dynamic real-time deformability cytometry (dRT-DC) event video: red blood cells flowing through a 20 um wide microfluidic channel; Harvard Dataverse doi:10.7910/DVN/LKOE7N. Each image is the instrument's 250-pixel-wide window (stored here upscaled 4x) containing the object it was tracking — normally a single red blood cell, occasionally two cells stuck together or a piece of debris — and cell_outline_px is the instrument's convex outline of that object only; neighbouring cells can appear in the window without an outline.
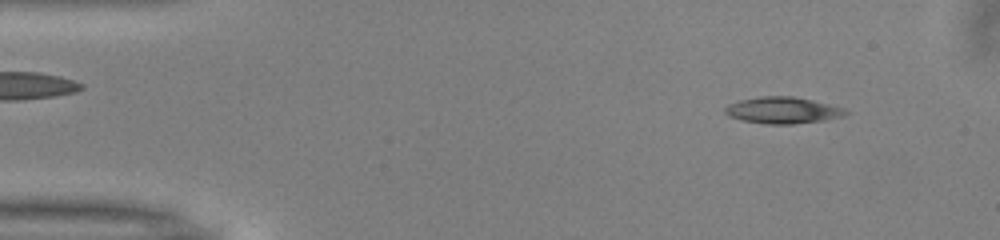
{"species": "common noctule bat (a hibernating species)", "species_latin": "Nyctalus noctula", "temperature_condition": "warm", "stored_images_in_passage": 49, "camera_frame_rate_fps": 3000, "um_per_image_px": 0.085, "animal": {"sex": "male", "body_mass_g": 13.0, "forearm_length_mm": 53.1}, "frame": {"image": 1, "passage_image": 4, "time_ms": 1.0, "image_size_px": [1000, 240], "cell_outline_px": [[848, 112], [840, 116], [824, 120], [792, 124], [764, 124], [740, 120], [728, 116], [724, 112], [724, 108], [728, 104], [740, 100], [760, 96], [792, 96], [812, 100], [844, 108]], "centroid_in_image_um": [66.46, 9.37], "position_along_channel_um": 18.5, "area_um2": 18.55}}
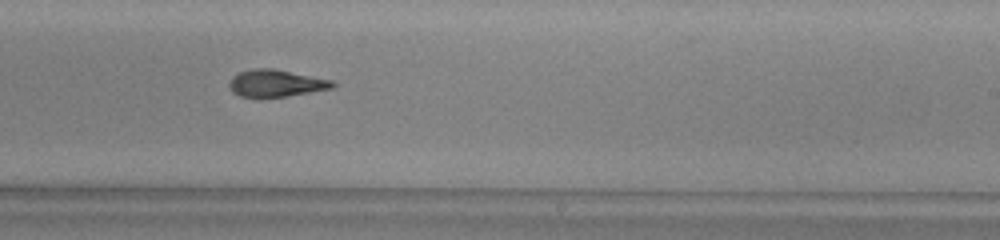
{"frame": {"image": 2, "passage_image": 29, "time_ms": 9.333, "image_size_px": [1000, 240], "cell_outline_px": [[336, 84], [332, 88], [260, 100], [256, 100], [240, 96], [232, 92], [228, 84], [232, 76], [240, 72], [252, 68], [272, 68], [332, 80]], "centroid_in_image_um": [23.37, 7.1], "position_along_channel_um": 265.6, "area_um2": 16.65}}
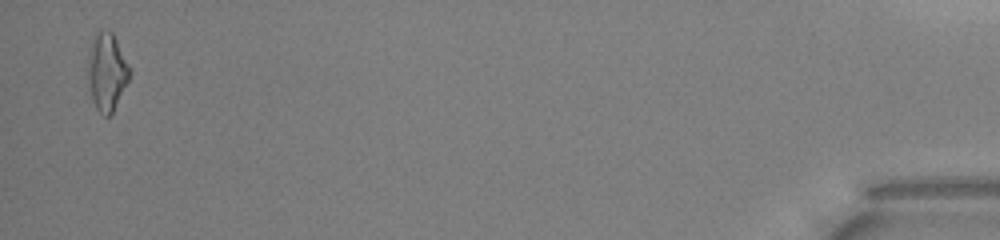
{"frame": {"image": 3, "passage_image": 48, "time_ms": 15.667, "image_size_px": [1000, 240], "cell_outline_px": [[132, 72], [112, 112], [108, 116], [104, 116], [96, 108], [92, 100], [84, 72], [92, 40], [96, 32], [112, 32]], "centroid_in_image_um": [9.02, 6.13], "position_along_channel_um": 426.2, "area_um2": 18.9}, "authors_computed_cell_mechanics": {"area_um2": 17.051, "velocity_mm_per_s": 4.0446, "shape_relaxation_time_tau1_ms": 5.486, "shape_relaxation_time_tau2_ms": 3.3295, "deformation_change_tau1": 0.1867, "deformation_change_tau2": 0.1249}}